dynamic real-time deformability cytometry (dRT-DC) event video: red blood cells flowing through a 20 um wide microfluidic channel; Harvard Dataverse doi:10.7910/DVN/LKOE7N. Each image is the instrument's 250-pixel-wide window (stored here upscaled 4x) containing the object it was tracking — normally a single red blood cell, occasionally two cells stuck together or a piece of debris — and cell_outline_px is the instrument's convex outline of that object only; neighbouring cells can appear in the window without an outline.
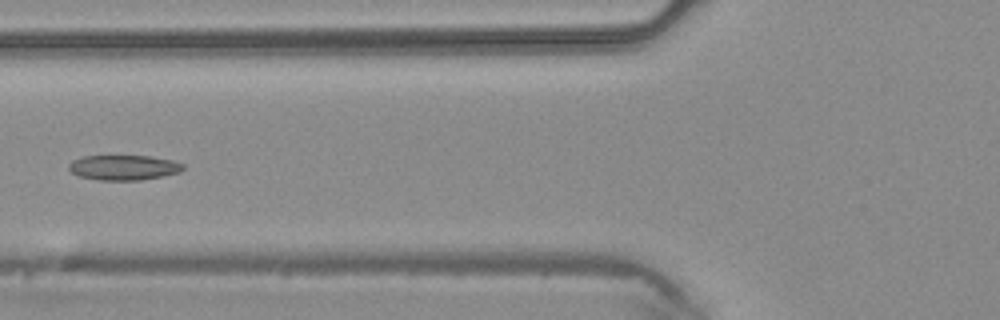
{"species": "common noctule bat (a hibernating species)", "species_latin": "Nyctalus noctula", "temperature_condition": "warm", "stored_images_in_passage": 6, "camera_frame_rate_fps": 3000, "um_per_image_px": 0.085, "animal": {"sex": "male", "body_mass_g": 20.4}, "frame": {"image": 1, "passage_image": 6, "time_ms": 1.667, "image_size_px": [1000, 320], "cell_outline_px": [[184, 168], [180, 172], [164, 176], [140, 180], [100, 180], [80, 176], [72, 172], [68, 168], [68, 164], [72, 160], [84, 156], [152, 156], [172, 160], [184, 164]], "centroid_in_image_um": [10.53, 14.23], "position_along_channel_um": 115.3, "area_um2": 16.7}}